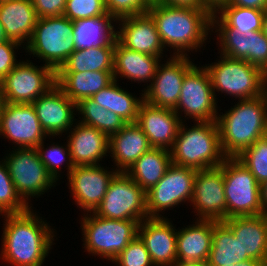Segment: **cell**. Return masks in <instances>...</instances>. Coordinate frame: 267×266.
Wrapping results in <instances>:
<instances>
[{"instance_id":"obj_15","label":"cell","mask_w":267,"mask_h":266,"mask_svg":"<svg viewBox=\"0 0 267 266\" xmlns=\"http://www.w3.org/2000/svg\"><path fill=\"white\" fill-rule=\"evenodd\" d=\"M0 135L16 143L17 148H36L47 138L32 103L4 102L0 111Z\"/></svg>"},{"instance_id":"obj_47","label":"cell","mask_w":267,"mask_h":266,"mask_svg":"<svg viewBox=\"0 0 267 266\" xmlns=\"http://www.w3.org/2000/svg\"><path fill=\"white\" fill-rule=\"evenodd\" d=\"M260 202L263 214L267 215V180L260 184Z\"/></svg>"},{"instance_id":"obj_22","label":"cell","mask_w":267,"mask_h":266,"mask_svg":"<svg viewBox=\"0 0 267 266\" xmlns=\"http://www.w3.org/2000/svg\"><path fill=\"white\" fill-rule=\"evenodd\" d=\"M115 22L120 23V31H116V38L123 46L136 52L162 57L165 47L157 32L155 21L148 12L123 17Z\"/></svg>"},{"instance_id":"obj_35","label":"cell","mask_w":267,"mask_h":266,"mask_svg":"<svg viewBox=\"0 0 267 266\" xmlns=\"http://www.w3.org/2000/svg\"><path fill=\"white\" fill-rule=\"evenodd\" d=\"M76 111L83 117L78 122L92 126L108 137L119 132L127 124L119 115L101 107L91 98L83 99L77 103Z\"/></svg>"},{"instance_id":"obj_19","label":"cell","mask_w":267,"mask_h":266,"mask_svg":"<svg viewBox=\"0 0 267 266\" xmlns=\"http://www.w3.org/2000/svg\"><path fill=\"white\" fill-rule=\"evenodd\" d=\"M32 105L47 136L62 135L63 132L69 131L75 122L76 104L57 84L39 96Z\"/></svg>"},{"instance_id":"obj_26","label":"cell","mask_w":267,"mask_h":266,"mask_svg":"<svg viewBox=\"0 0 267 266\" xmlns=\"http://www.w3.org/2000/svg\"><path fill=\"white\" fill-rule=\"evenodd\" d=\"M38 20L31 0H6L0 2V22L9 40L29 43ZM26 41V42H25Z\"/></svg>"},{"instance_id":"obj_21","label":"cell","mask_w":267,"mask_h":266,"mask_svg":"<svg viewBox=\"0 0 267 266\" xmlns=\"http://www.w3.org/2000/svg\"><path fill=\"white\" fill-rule=\"evenodd\" d=\"M138 236L154 266H171L177 261V230L167 217L144 219L139 223Z\"/></svg>"},{"instance_id":"obj_33","label":"cell","mask_w":267,"mask_h":266,"mask_svg":"<svg viewBox=\"0 0 267 266\" xmlns=\"http://www.w3.org/2000/svg\"><path fill=\"white\" fill-rule=\"evenodd\" d=\"M242 257V246L233 232L222 222L213 220V235L209 266H229L248 260Z\"/></svg>"},{"instance_id":"obj_14","label":"cell","mask_w":267,"mask_h":266,"mask_svg":"<svg viewBox=\"0 0 267 266\" xmlns=\"http://www.w3.org/2000/svg\"><path fill=\"white\" fill-rule=\"evenodd\" d=\"M211 27L212 31L213 29H216L215 32L218 31L217 39H220L218 42L220 49L222 48L221 54L245 60L267 74V37L263 30L249 31L245 37L244 33L229 28L214 12H212Z\"/></svg>"},{"instance_id":"obj_30","label":"cell","mask_w":267,"mask_h":266,"mask_svg":"<svg viewBox=\"0 0 267 266\" xmlns=\"http://www.w3.org/2000/svg\"><path fill=\"white\" fill-rule=\"evenodd\" d=\"M171 165L170 150L152 147L125 173L147 192L162 179Z\"/></svg>"},{"instance_id":"obj_8","label":"cell","mask_w":267,"mask_h":266,"mask_svg":"<svg viewBox=\"0 0 267 266\" xmlns=\"http://www.w3.org/2000/svg\"><path fill=\"white\" fill-rule=\"evenodd\" d=\"M223 177L227 219L263 214L260 184L236 157H227L224 160Z\"/></svg>"},{"instance_id":"obj_32","label":"cell","mask_w":267,"mask_h":266,"mask_svg":"<svg viewBox=\"0 0 267 266\" xmlns=\"http://www.w3.org/2000/svg\"><path fill=\"white\" fill-rule=\"evenodd\" d=\"M141 96V99L133 97L129 91L120 88L114 80L91 99L101 107L119 115L127 123H136L140 105L144 101V94Z\"/></svg>"},{"instance_id":"obj_36","label":"cell","mask_w":267,"mask_h":266,"mask_svg":"<svg viewBox=\"0 0 267 266\" xmlns=\"http://www.w3.org/2000/svg\"><path fill=\"white\" fill-rule=\"evenodd\" d=\"M214 13L229 28L244 33L245 37L249 31L263 30L265 10L222 4Z\"/></svg>"},{"instance_id":"obj_34","label":"cell","mask_w":267,"mask_h":266,"mask_svg":"<svg viewBox=\"0 0 267 266\" xmlns=\"http://www.w3.org/2000/svg\"><path fill=\"white\" fill-rule=\"evenodd\" d=\"M112 21L115 20L109 14L74 21L73 36L76 49L91 48L109 43L116 36Z\"/></svg>"},{"instance_id":"obj_28","label":"cell","mask_w":267,"mask_h":266,"mask_svg":"<svg viewBox=\"0 0 267 266\" xmlns=\"http://www.w3.org/2000/svg\"><path fill=\"white\" fill-rule=\"evenodd\" d=\"M159 56H151L128 49L117 39L114 48L113 78L125 77L134 82H150L153 80L158 64ZM119 74V75H118ZM151 79V80H150Z\"/></svg>"},{"instance_id":"obj_31","label":"cell","mask_w":267,"mask_h":266,"mask_svg":"<svg viewBox=\"0 0 267 266\" xmlns=\"http://www.w3.org/2000/svg\"><path fill=\"white\" fill-rule=\"evenodd\" d=\"M116 36L107 44L76 49L57 72L113 71Z\"/></svg>"},{"instance_id":"obj_4","label":"cell","mask_w":267,"mask_h":266,"mask_svg":"<svg viewBox=\"0 0 267 266\" xmlns=\"http://www.w3.org/2000/svg\"><path fill=\"white\" fill-rule=\"evenodd\" d=\"M181 123L170 149L172 164L196 170L220 166L227 158L223 153L216 121H197L191 128Z\"/></svg>"},{"instance_id":"obj_42","label":"cell","mask_w":267,"mask_h":266,"mask_svg":"<svg viewBox=\"0 0 267 266\" xmlns=\"http://www.w3.org/2000/svg\"><path fill=\"white\" fill-rule=\"evenodd\" d=\"M152 0H104L107 14L115 21L148 12Z\"/></svg>"},{"instance_id":"obj_3","label":"cell","mask_w":267,"mask_h":266,"mask_svg":"<svg viewBox=\"0 0 267 266\" xmlns=\"http://www.w3.org/2000/svg\"><path fill=\"white\" fill-rule=\"evenodd\" d=\"M225 114L217 116L220 142L226 157H237L267 135V93L238 100Z\"/></svg>"},{"instance_id":"obj_16","label":"cell","mask_w":267,"mask_h":266,"mask_svg":"<svg viewBox=\"0 0 267 266\" xmlns=\"http://www.w3.org/2000/svg\"><path fill=\"white\" fill-rule=\"evenodd\" d=\"M191 203L199 219H227L223 163L218 167L197 170Z\"/></svg>"},{"instance_id":"obj_6","label":"cell","mask_w":267,"mask_h":266,"mask_svg":"<svg viewBox=\"0 0 267 266\" xmlns=\"http://www.w3.org/2000/svg\"><path fill=\"white\" fill-rule=\"evenodd\" d=\"M73 32L74 22L63 15L38 18L32 37L23 48L57 72L76 50Z\"/></svg>"},{"instance_id":"obj_54","label":"cell","mask_w":267,"mask_h":266,"mask_svg":"<svg viewBox=\"0 0 267 266\" xmlns=\"http://www.w3.org/2000/svg\"><path fill=\"white\" fill-rule=\"evenodd\" d=\"M266 93H267V74H266Z\"/></svg>"},{"instance_id":"obj_10","label":"cell","mask_w":267,"mask_h":266,"mask_svg":"<svg viewBox=\"0 0 267 266\" xmlns=\"http://www.w3.org/2000/svg\"><path fill=\"white\" fill-rule=\"evenodd\" d=\"M10 153L3 161L17 193L27 205L31 197H38L57 184L40 160L36 148H17Z\"/></svg>"},{"instance_id":"obj_11","label":"cell","mask_w":267,"mask_h":266,"mask_svg":"<svg viewBox=\"0 0 267 266\" xmlns=\"http://www.w3.org/2000/svg\"><path fill=\"white\" fill-rule=\"evenodd\" d=\"M56 84V72L45 65L19 62L0 82L3 101L11 104L33 103Z\"/></svg>"},{"instance_id":"obj_12","label":"cell","mask_w":267,"mask_h":266,"mask_svg":"<svg viewBox=\"0 0 267 266\" xmlns=\"http://www.w3.org/2000/svg\"><path fill=\"white\" fill-rule=\"evenodd\" d=\"M211 80L205 66L193 65L185 74L181 86V93L174 111L180 115L184 111V117L188 116L197 121H216L217 103Z\"/></svg>"},{"instance_id":"obj_13","label":"cell","mask_w":267,"mask_h":266,"mask_svg":"<svg viewBox=\"0 0 267 266\" xmlns=\"http://www.w3.org/2000/svg\"><path fill=\"white\" fill-rule=\"evenodd\" d=\"M196 172L194 168L172 164L162 179L147 191L148 218H161L162 210H171L187 200L191 203Z\"/></svg>"},{"instance_id":"obj_29","label":"cell","mask_w":267,"mask_h":266,"mask_svg":"<svg viewBox=\"0 0 267 266\" xmlns=\"http://www.w3.org/2000/svg\"><path fill=\"white\" fill-rule=\"evenodd\" d=\"M113 81V71L56 72V84L75 104L91 98Z\"/></svg>"},{"instance_id":"obj_44","label":"cell","mask_w":267,"mask_h":266,"mask_svg":"<svg viewBox=\"0 0 267 266\" xmlns=\"http://www.w3.org/2000/svg\"><path fill=\"white\" fill-rule=\"evenodd\" d=\"M37 17L62 16L66 8L67 0H31Z\"/></svg>"},{"instance_id":"obj_39","label":"cell","mask_w":267,"mask_h":266,"mask_svg":"<svg viewBox=\"0 0 267 266\" xmlns=\"http://www.w3.org/2000/svg\"><path fill=\"white\" fill-rule=\"evenodd\" d=\"M51 144V146L44 148V141H42L37 147L36 150L40 157V160L44 163L46 170L53 176L57 181L60 177L59 170L62 163L66 162L67 165V176L74 169V164L71 159V154L69 151L68 144L67 147L60 146V144ZM59 169V170H58Z\"/></svg>"},{"instance_id":"obj_17","label":"cell","mask_w":267,"mask_h":266,"mask_svg":"<svg viewBox=\"0 0 267 266\" xmlns=\"http://www.w3.org/2000/svg\"><path fill=\"white\" fill-rule=\"evenodd\" d=\"M170 58L165 64H158L155 76L143 94L144 100L151 105L175 109L184 76L194 63L188 56Z\"/></svg>"},{"instance_id":"obj_1","label":"cell","mask_w":267,"mask_h":266,"mask_svg":"<svg viewBox=\"0 0 267 266\" xmlns=\"http://www.w3.org/2000/svg\"><path fill=\"white\" fill-rule=\"evenodd\" d=\"M148 13L164 47L175 49L172 56H188L191 49L196 52L206 43L212 29V12L207 7L170 6L151 1Z\"/></svg>"},{"instance_id":"obj_48","label":"cell","mask_w":267,"mask_h":266,"mask_svg":"<svg viewBox=\"0 0 267 266\" xmlns=\"http://www.w3.org/2000/svg\"><path fill=\"white\" fill-rule=\"evenodd\" d=\"M200 1L211 12H215L222 4H225L227 2V0H200Z\"/></svg>"},{"instance_id":"obj_50","label":"cell","mask_w":267,"mask_h":266,"mask_svg":"<svg viewBox=\"0 0 267 266\" xmlns=\"http://www.w3.org/2000/svg\"><path fill=\"white\" fill-rule=\"evenodd\" d=\"M229 266H263V265L255 259H248V260L240 261L239 263L235 265H229Z\"/></svg>"},{"instance_id":"obj_24","label":"cell","mask_w":267,"mask_h":266,"mask_svg":"<svg viewBox=\"0 0 267 266\" xmlns=\"http://www.w3.org/2000/svg\"><path fill=\"white\" fill-rule=\"evenodd\" d=\"M71 128L67 144L74 166L98 165L109 153V137L100 130L81 122ZM101 159V160H100Z\"/></svg>"},{"instance_id":"obj_20","label":"cell","mask_w":267,"mask_h":266,"mask_svg":"<svg viewBox=\"0 0 267 266\" xmlns=\"http://www.w3.org/2000/svg\"><path fill=\"white\" fill-rule=\"evenodd\" d=\"M183 119L174 109L141 103L136 124L143 130L152 147L170 150Z\"/></svg>"},{"instance_id":"obj_51","label":"cell","mask_w":267,"mask_h":266,"mask_svg":"<svg viewBox=\"0 0 267 266\" xmlns=\"http://www.w3.org/2000/svg\"><path fill=\"white\" fill-rule=\"evenodd\" d=\"M9 40L5 34L4 26L0 22V43Z\"/></svg>"},{"instance_id":"obj_37","label":"cell","mask_w":267,"mask_h":266,"mask_svg":"<svg viewBox=\"0 0 267 266\" xmlns=\"http://www.w3.org/2000/svg\"><path fill=\"white\" fill-rule=\"evenodd\" d=\"M29 206L17 193L7 165L2 159L0 161V214L23 213L30 208Z\"/></svg>"},{"instance_id":"obj_2","label":"cell","mask_w":267,"mask_h":266,"mask_svg":"<svg viewBox=\"0 0 267 266\" xmlns=\"http://www.w3.org/2000/svg\"><path fill=\"white\" fill-rule=\"evenodd\" d=\"M3 216L2 259L13 266H42L52 248L53 229L34 214L31 206L23 213Z\"/></svg>"},{"instance_id":"obj_53","label":"cell","mask_w":267,"mask_h":266,"mask_svg":"<svg viewBox=\"0 0 267 266\" xmlns=\"http://www.w3.org/2000/svg\"><path fill=\"white\" fill-rule=\"evenodd\" d=\"M3 103H4V101H3V96H2V92H1V86H0V111H1V108L3 106Z\"/></svg>"},{"instance_id":"obj_23","label":"cell","mask_w":267,"mask_h":266,"mask_svg":"<svg viewBox=\"0 0 267 266\" xmlns=\"http://www.w3.org/2000/svg\"><path fill=\"white\" fill-rule=\"evenodd\" d=\"M238 238L242 257L267 266V215L237 216L222 221Z\"/></svg>"},{"instance_id":"obj_40","label":"cell","mask_w":267,"mask_h":266,"mask_svg":"<svg viewBox=\"0 0 267 266\" xmlns=\"http://www.w3.org/2000/svg\"><path fill=\"white\" fill-rule=\"evenodd\" d=\"M107 15L104 0H67L63 16L71 21Z\"/></svg>"},{"instance_id":"obj_5","label":"cell","mask_w":267,"mask_h":266,"mask_svg":"<svg viewBox=\"0 0 267 266\" xmlns=\"http://www.w3.org/2000/svg\"><path fill=\"white\" fill-rule=\"evenodd\" d=\"M220 58L205 66L214 93L220 91L239 100L258 98L266 93V73L259 67L223 54Z\"/></svg>"},{"instance_id":"obj_41","label":"cell","mask_w":267,"mask_h":266,"mask_svg":"<svg viewBox=\"0 0 267 266\" xmlns=\"http://www.w3.org/2000/svg\"><path fill=\"white\" fill-rule=\"evenodd\" d=\"M119 266H154L145 243L137 236L112 261Z\"/></svg>"},{"instance_id":"obj_25","label":"cell","mask_w":267,"mask_h":266,"mask_svg":"<svg viewBox=\"0 0 267 266\" xmlns=\"http://www.w3.org/2000/svg\"><path fill=\"white\" fill-rule=\"evenodd\" d=\"M151 148L147 136L136 123H127L109 137V153L112 154L110 156L117 166V172H127Z\"/></svg>"},{"instance_id":"obj_43","label":"cell","mask_w":267,"mask_h":266,"mask_svg":"<svg viewBox=\"0 0 267 266\" xmlns=\"http://www.w3.org/2000/svg\"><path fill=\"white\" fill-rule=\"evenodd\" d=\"M22 44L7 40L0 43V82L13 70V68L19 63L16 59L14 49H19L18 47Z\"/></svg>"},{"instance_id":"obj_46","label":"cell","mask_w":267,"mask_h":266,"mask_svg":"<svg viewBox=\"0 0 267 266\" xmlns=\"http://www.w3.org/2000/svg\"><path fill=\"white\" fill-rule=\"evenodd\" d=\"M159 4L170 6L205 7L200 0H152Z\"/></svg>"},{"instance_id":"obj_7","label":"cell","mask_w":267,"mask_h":266,"mask_svg":"<svg viewBox=\"0 0 267 266\" xmlns=\"http://www.w3.org/2000/svg\"><path fill=\"white\" fill-rule=\"evenodd\" d=\"M81 220L84 248L106 260L113 261L138 236L137 220L107 219L93 212L84 213Z\"/></svg>"},{"instance_id":"obj_52","label":"cell","mask_w":267,"mask_h":266,"mask_svg":"<svg viewBox=\"0 0 267 266\" xmlns=\"http://www.w3.org/2000/svg\"><path fill=\"white\" fill-rule=\"evenodd\" d=\"M263 32L267 37V10L265 11L264 20H263Z\"/></svg>"},{"instance_id":"obj_45","label":"cell","mask_w":267,"mask_h":266,"mask_svg":"<svg viewBox=\"0 0 267 266\" xmlns=\"http://www.w3.org/2000/svg\"><path fill=\"white\" fill-rule=\"evenodd\" d=\"M225 4L244 8L267 10V0H227Z\"/></svg>"},{"instance_id":"obj_38","label":"cell","mask_w":267,"mask_h":266,"mask_svg":"<svg viewBox=\"0 0 267 266\" xmlns=\"http://www.w3.org/2000/svg\"><path fill=\"white\" fill-rule=\"evenodd\" d=\"M246 166L259 184L267 180V135L258 139L236 157Z\"/></svg>"},{"instance_id":"obj_27","label":"cell","mask_w":267,"mask_h":266,"mask_svg":"<svg viewBox=\"0 0 267 266\" xmlns=\"http://www.w3.org/2000/svg\"><path fill=\"white\" fill-rule=\"evenodd\" d=\"M213 235V220L198 219L177 231V261H208Z\"/></svg>"},{"instance_id":"obj_18","label":"cell","mask_w":267,"mask_h":266,"mask_svg":"<svg viewBox=\"0 0 267 266\" xmlns=\"http://www.w3.org/2000/svg\"><path fill=\"white\" fill-rule=\"evenodd\" d=\"M108 171L98 165L75 166L67 176L69 189L75 203L84 212H94L103 200L108 185L117 173L116 170Z\"/></svg>"},{"instance_id":"obj_9","label":"cell","mask_w":267,"mask_h":266,"mask_svg":"<svg viewBox=\"0 0 267 266\" xmlns=\"http://www.w3.org/2000/svg\"><path fill=\"white\" fill-rule=\"evenodd\" d=\"M146 197L147 192L125 172H117L93 213L107 219L137 220L140 223L148 218Z\"/></svg>"},{"instance_id":"obj_49","label":"cell","mask_w":267,"mask_h":266,"mask_svg":"<svg viewBox=\"0 0 267 266\" xmlns=\"http://www.w3.org/2000/svg\"><path fill=\"white\" fill-rule=\"evenodd\" d=\"M171 266H209L208 261L204 262H180L176 261Z\"/></svg>"}]
</instances>
